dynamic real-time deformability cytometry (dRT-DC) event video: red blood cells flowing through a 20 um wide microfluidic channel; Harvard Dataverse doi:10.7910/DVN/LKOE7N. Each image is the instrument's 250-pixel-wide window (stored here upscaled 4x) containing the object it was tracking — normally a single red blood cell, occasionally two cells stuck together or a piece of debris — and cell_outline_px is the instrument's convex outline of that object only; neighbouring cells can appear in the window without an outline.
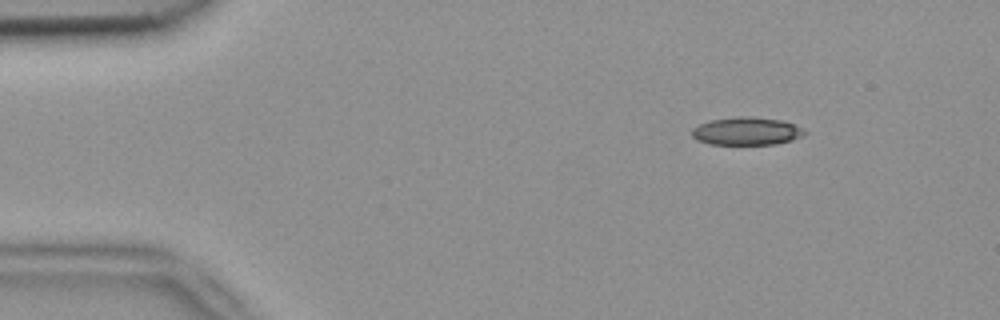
{"species": "common noctule bat (a hibernating species)", "species_latin": "Nyctalus noctula", "temperature_condition": "room temperature", "stored_images_in_passage": 6, "camera_frame_rate_fps": 3000, "um_per_image_px": 0.085, "animal": {"sex": "female", "body_mass_g": 18.4}, "frame": {"image": 1, "passage_image": 2, "time_ms": 0.333, "image_size_px": [1000, 320], "cell_outline_px": [[808, 132], [804, 136], [792, 140], [776, 144], [708, 144], [696, 140], [692, 136], [692, 128], [700, 124], [712, 120], [736, 116], [748, 116], [780, 120], [804, 128]], "centroid_in_image_um": [63.48, 11.15], "position_along_channel_um": 21.5, "area_um2": 18.38}}